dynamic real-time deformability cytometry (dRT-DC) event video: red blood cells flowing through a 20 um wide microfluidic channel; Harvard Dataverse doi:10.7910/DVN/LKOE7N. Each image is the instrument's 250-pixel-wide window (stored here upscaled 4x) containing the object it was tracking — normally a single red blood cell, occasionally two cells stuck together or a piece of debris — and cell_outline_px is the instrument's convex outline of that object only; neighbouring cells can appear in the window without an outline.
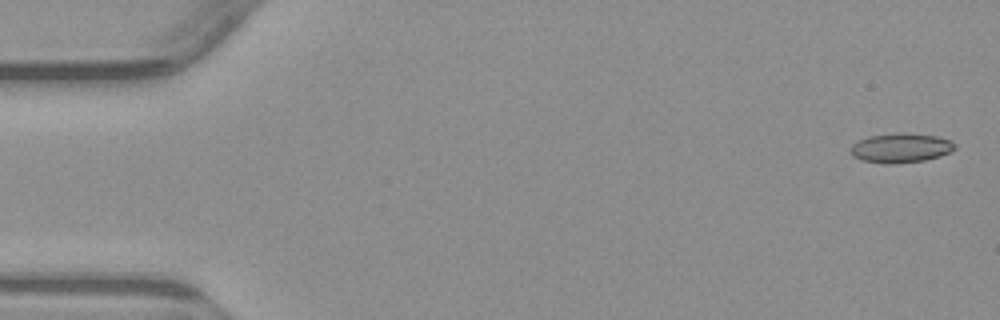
{"species": "common noctule bat (a hibernating species)", "species_latin": "Nyctalus noctula", "temperature_condition": "warm", "stored_images_in_passage": 5, "camera_frame_rate_fps": 3000, "um_per_image_px": 0.085, "animal": {"sex": "male", "body_mass_g": 23.1, "forearm_length_mm": 52.7}, "frame": {"image": 1, "passage_image": 1, "time_ms": 0.0, "image_size_px": [1000, 320], "cell_outline_px": [[956, 148], [952, 152], [940, 156], [924, 160], [892, 164], [884, 164], [860, 160], [852, 156], [852, 144], [868, 136], [900, 132], [936, 136], [952, 140], [956, 144]], "centroid_in_image_um": [76.6, 12.57], "position_along_channel_um": 8.4, "area_um2": 18.03}}
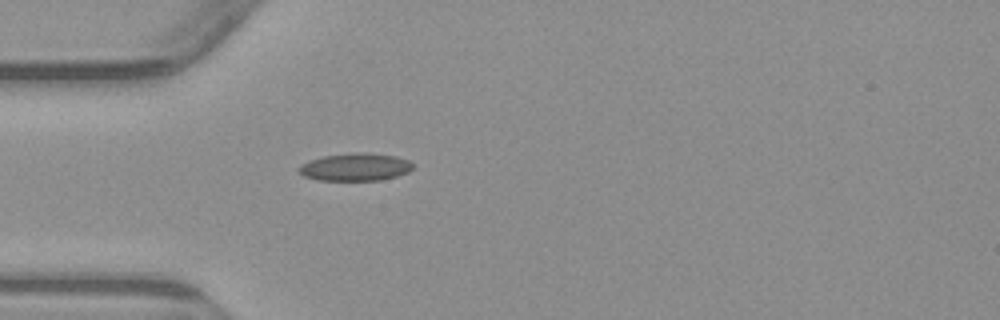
{"frame": {"image": 2, "passage_image": 5, "time_ms": 4.667, "image_size_px": [1000, 320], "cell_outline_px": [[416, 164], [408, 172], [396, 176], [380, 180], [316, 180], [304, 176], [296, 168], [300, 164], [324, 156], [352, 152], [360, 152], [396, 156], [408, 160]], "centroid_in_image_um": [30.21, 14.19], "position_along_channel_um": 54.8, "area_um2": 18.38}}